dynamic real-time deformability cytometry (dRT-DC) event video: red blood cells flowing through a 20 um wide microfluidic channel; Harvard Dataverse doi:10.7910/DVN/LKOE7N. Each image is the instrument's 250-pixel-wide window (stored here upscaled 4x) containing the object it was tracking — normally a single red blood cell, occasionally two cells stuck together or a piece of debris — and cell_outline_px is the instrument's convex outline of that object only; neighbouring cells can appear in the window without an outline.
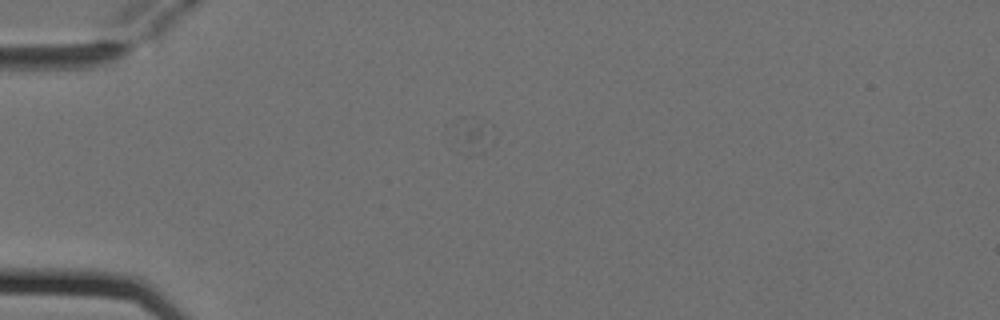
{"species": "Egyptian fruit bat (a non-hibernating species)", "species_latin": "Rousettus aegyptiacus", "temperature_condition": "cold", "stored_images_in_passage": 4, "camera_frame_rate_fps": 3000, "um_per_image_px": 0.085, "animal": {"sex": "female"}, "frame": {"image": 1, "passage_image": 1, "time_ms": 0.0, "image_size_px": [1000, 320], "cell_outline_px": [[496, 140], [484, 152], [468, 156], [456, 152], [448, 124], [452, 120], [460, 116], [464, 116], [488, 120], [492, 124]], "centroid_in_image_um": [40.08, 11.48], "position_along_channel_um": 44.9, "area_um2": 10.29}}
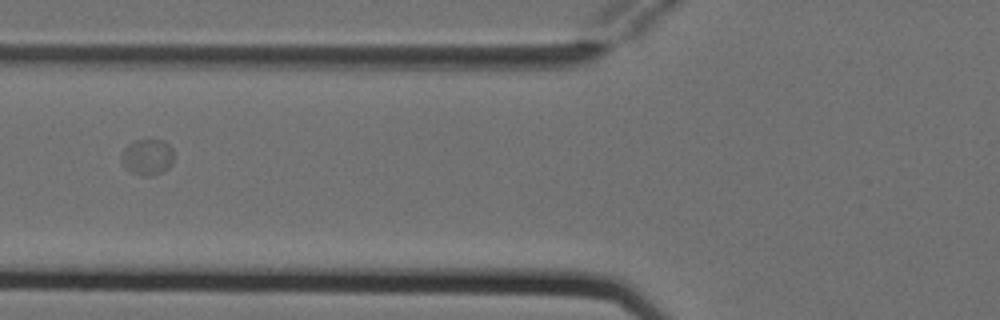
{"frame": {"image": 2, "passage_image": 3, "time_ms": 0.667, "image_size_px": [1000, 320], "cell_outline_px": [[172, 164], [168, 168], [152, 176], [144, 176], [132, 172], [124, 164], [124, 148], [128, 144], [136, 140], [164, 140], [172, 148]], "centroid_in_image_um": [12.58, 13.33], "position_along_channel_um": 113.2, "area_um2": 10.58}}
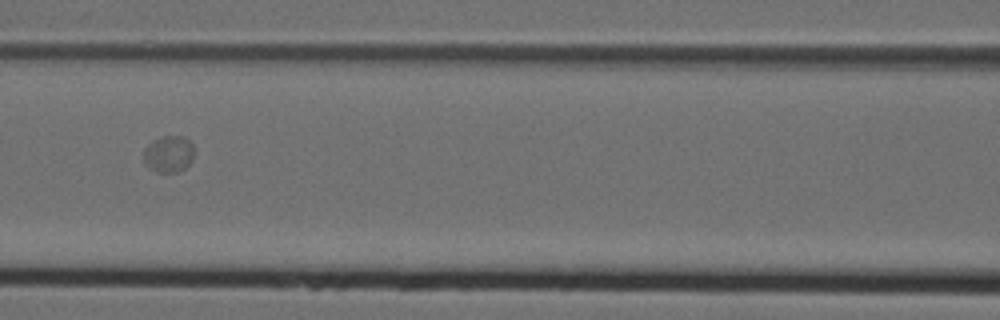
{"frame": {"image": 3, "passage_image": 4, "time_ms": 1.0, "image_size_px": [1000, 320], "cell_outline_px": [[192, 160], [184, 168], [176, 172], [156, 172], [148, 168], [144, 164], [144, 148], [152, 140], [160, 136], [184, 136], [192, 144]], "centroid_in_image_um": [14.29, 13.08], "position_along_channel_um": 152.3, "area_um2": 10.81}}